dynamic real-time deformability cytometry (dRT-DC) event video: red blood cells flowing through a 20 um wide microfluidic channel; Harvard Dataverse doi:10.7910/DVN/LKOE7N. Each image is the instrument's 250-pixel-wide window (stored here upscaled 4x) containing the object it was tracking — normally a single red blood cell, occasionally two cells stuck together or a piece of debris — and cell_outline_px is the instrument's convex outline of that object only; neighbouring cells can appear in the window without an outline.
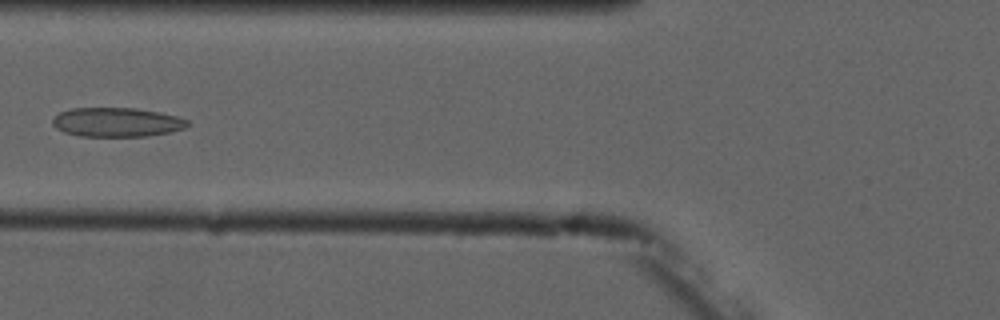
{"species": "common noctule bat (a hibernating species)", "species_latin": "Nyctalus noctula", "temperature_condition": "cold", "stored_images_in_passage": 2, "camera_frame_rate_fps": 3000, "um_per_image_px": 0.085, "animal": {"sex": "male", "forearm_length_mm": 52.5}, "frame": {"image": 1, "passage_image": 2, "time_ms": 1.333, "image_size_px": [1000, 320], "cell_outline_px": [[188, 124], [184, 128], [172, 132], [148, 136], [80, 136], [64, 132], [56, 128], [52, 124], [52, 120], [60, 112], [72, 108], [136, 108], [176, 116], [188, 120]], "centroid_in_image_um": [9.91, 10.39], "position_along_channel_um": 115.9, "area_um2": 22.83}}